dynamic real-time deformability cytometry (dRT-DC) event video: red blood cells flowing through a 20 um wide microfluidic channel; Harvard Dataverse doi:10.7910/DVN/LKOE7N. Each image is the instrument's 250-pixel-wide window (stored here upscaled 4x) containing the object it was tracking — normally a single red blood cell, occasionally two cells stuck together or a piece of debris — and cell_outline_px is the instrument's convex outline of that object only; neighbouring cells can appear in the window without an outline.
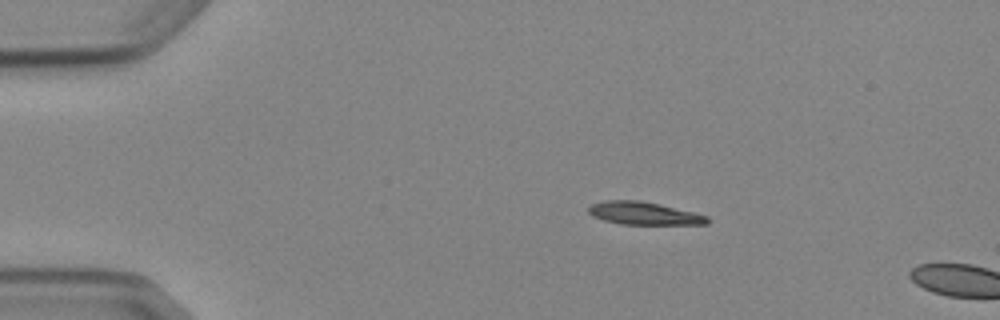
{"species": "Egyptian fruit bat (a non-hibernating species)", "species_latin": "Rousettus aegyptiacus", "temperature_condition": "cold", "stored_images_in_passage": 3, "camera_frame_rate_fps": 3000, "um_per_image_px": 0.085, "animal": {"sex": "female"}, "frame": {"image": 1, "passage_image": 2, "time_ms": 1.333, "image_size_px": [1000, 320], "cell_outline_px": [[708, 224], [620, 224], [604, 220], [592, 216], [588, 212], [588, 208], [592, 204], [604, 200], [640, 200], [660, 204], [708, 216]], "centroid_in_image_um": [54.69, 18.13], "position_along_channel_um": 30.3, "area_um2": 15.66}}